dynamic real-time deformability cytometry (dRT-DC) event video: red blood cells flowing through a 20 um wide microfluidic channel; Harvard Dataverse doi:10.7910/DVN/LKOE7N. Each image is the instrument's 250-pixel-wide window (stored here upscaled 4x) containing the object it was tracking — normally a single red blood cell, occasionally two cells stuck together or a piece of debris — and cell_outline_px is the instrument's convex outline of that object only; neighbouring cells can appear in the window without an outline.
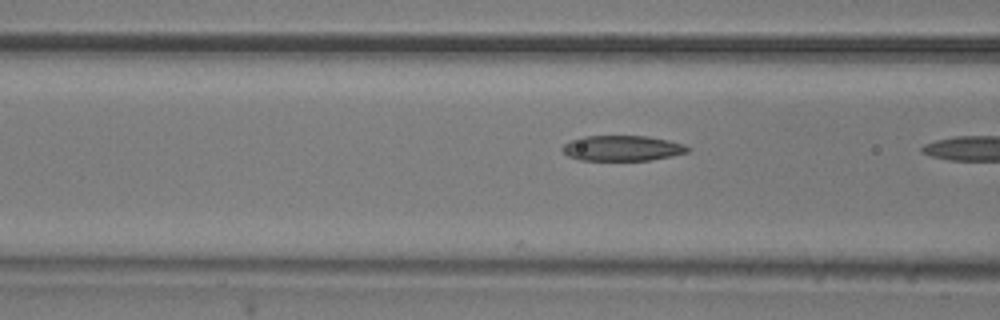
{"species": "common noctule bat (a hibernating species)", "species_latin": "Nyctalus noctula", "temperature_condition": "room temperature", "stored_images_in_passage": 18, "camera_frame_rate_fps": 3000, "um_per_image_px": 0.085, "animal": {"sex": "male", "body_mass_g": 20.5, "forearm_length_mm": 52.5}, "frame": {"image": 1, "passage_image": 17, "time_ms": 5.333, "image_size_px": [1000, 320], "cell_outline_px": [[688, 152], [648, 160], [580, 160], [568, 156], [560, 148], [564, 144], [572, 140], [584, 136], [648, 136], [668, 140], [684, 144], [688, 148]], "centroid_in_image_um": [52.85, 12.59], "position_along_channel_um": 113.8, "area_um2": 18.32}}